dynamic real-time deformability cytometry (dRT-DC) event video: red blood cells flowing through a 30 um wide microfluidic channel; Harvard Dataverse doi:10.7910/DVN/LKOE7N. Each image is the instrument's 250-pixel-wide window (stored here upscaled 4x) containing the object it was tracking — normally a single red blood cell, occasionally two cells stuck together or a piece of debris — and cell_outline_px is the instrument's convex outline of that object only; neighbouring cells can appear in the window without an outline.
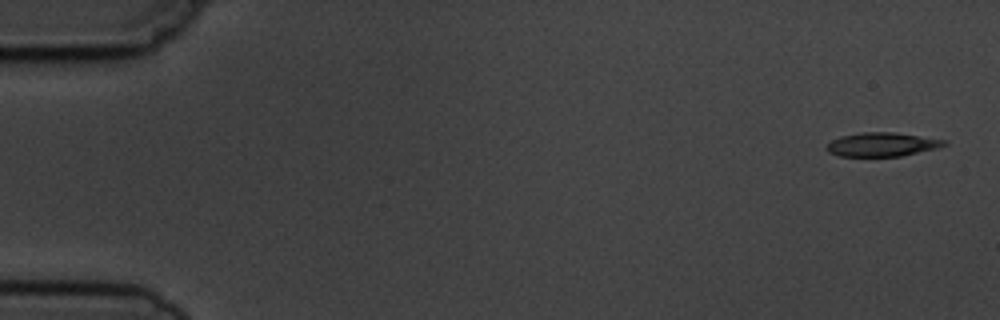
{"species": "common noctule bat (a hibernating species)", "species_latin": "Nyctalus noctula", "temperature_condition": "cold", "stored_images_in_passage": 4, "camera_frame_rate_fps": 3000, "um_per_image_px": 0.085, "animal": {"sex": "male", "body_mass_g": 19.5, "forearm_length_mm": 54.6}, "frame": {"image": 1, "passage_image": 1, "time_ms": 0.0, "image_size_px": [1000, 320], "cell_outline_px": [[948, 144], [936, 148], [900, 156], [840, 156], [828, 152], [824, 148], [832, 140], [840, 136], [864, 132], [892, 132], [948, 140]], "centroid_in_image_um": [74.96, 12.28], "position_along_channel_um": 10.0, "area_um2": 16.24}}